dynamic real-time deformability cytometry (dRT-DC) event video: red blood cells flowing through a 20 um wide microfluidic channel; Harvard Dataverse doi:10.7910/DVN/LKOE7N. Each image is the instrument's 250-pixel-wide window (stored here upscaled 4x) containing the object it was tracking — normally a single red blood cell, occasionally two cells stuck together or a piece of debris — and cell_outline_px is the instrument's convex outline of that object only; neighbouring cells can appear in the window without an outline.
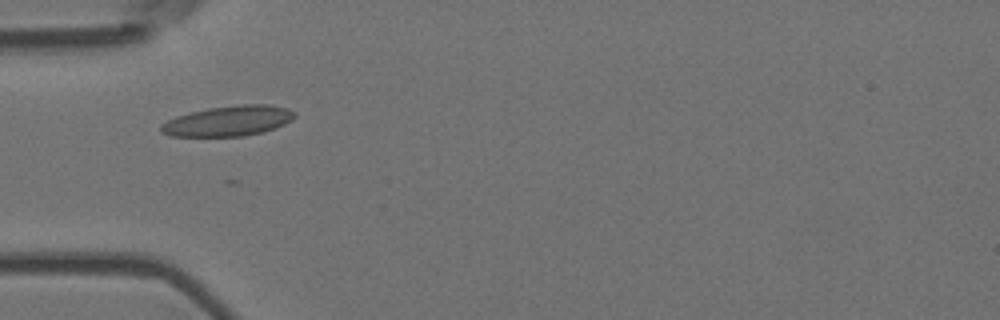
{"species": "Egyptian fruit bat (a non-hibernating species)", "species_latin": "Rousettus aegyptiacus", "temperature_condition": "room temperature", "stored_images_in_passage": 36, "camera_frame_rate_fps": 3000, "um_per_image_px": 0.085, "animal": {"sex": "female"}, "frame": {"image": 1, "passage_image": 1, "time_ms": 0.0, "image_size_px": [1000, 320], "cell_outline_px": [[296, 116], [292, 120], [276, 128], [264, 132], [244, 136], [172, 136], [160, 132], [160, 124], [176, 116], [208, 108], [244, 104], [268, 104], [288, 108], [296, 112]], "centroid_in_image_um": [19.44, 10.28], "position_along_channel_um": 65.6, "area_um2": 23.7}}
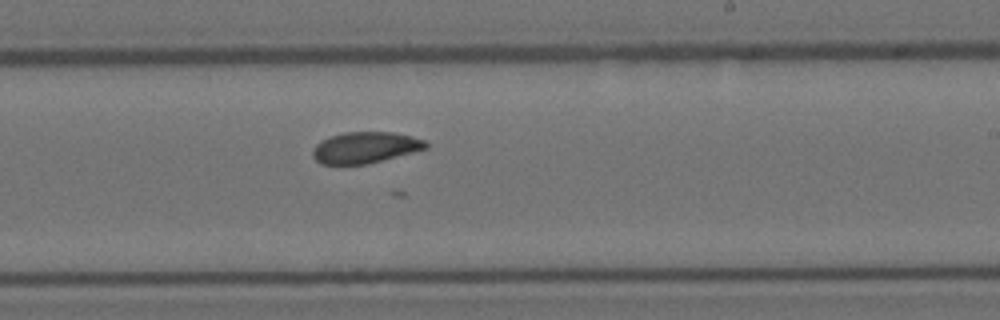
{"frame": {"image": 2, "passage_image": 17, "time_ms": 5.333, "image_size_px": [1000, 320], "cell_outline_px": [[428, 148], [368, 164], [320, 164], [312, 156], [312, 148], [320, 140], [344, 132], [396, 132], [412, 136], [424, 140], [428, 144]], "centroid_in_image_um": [31.03, 12.54], "position_along_channel_um": 258.0, "area_um2": 20.69}}
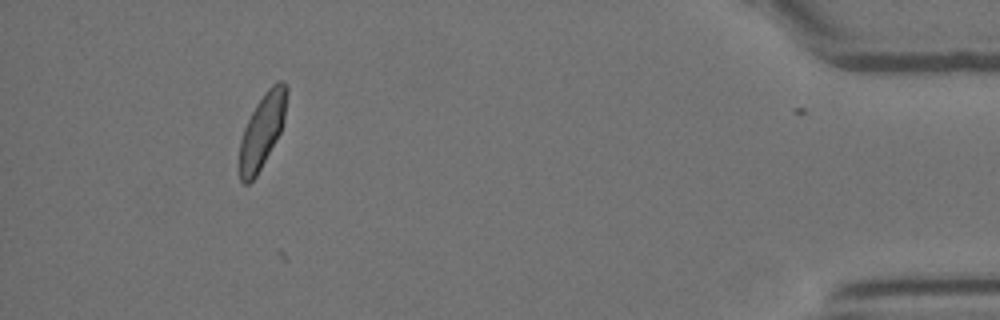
{"frame": {"image": 3, "passage_image": 35, "time_ms": 11.333, "image_size_px": [1000, 320], "cell_outline_px": [[288, 92], [284, 120], [280, 132], [256, 176], [248, 184], [244, 184], [240, 180], [240, 140], [244, 128], [256, 104], [264, 92], [276, 80], [280, 80], [288, 84]], "centroid_in_image_um": [22.31, 11.05], "position_along_channel_um": 412.9, "area_um2": 20.29}, "authors_computed_cell_mechanics": {"area_um2": 20.7213, "velocity_mm_per_s": 3.6352, "shape_relaxation_time_tau1_ms": null, "shape_relaxation_time_tau2_ms": 1.3526, "deformation_change_tau1": null, "deformation_change_tau2": 0.046}}